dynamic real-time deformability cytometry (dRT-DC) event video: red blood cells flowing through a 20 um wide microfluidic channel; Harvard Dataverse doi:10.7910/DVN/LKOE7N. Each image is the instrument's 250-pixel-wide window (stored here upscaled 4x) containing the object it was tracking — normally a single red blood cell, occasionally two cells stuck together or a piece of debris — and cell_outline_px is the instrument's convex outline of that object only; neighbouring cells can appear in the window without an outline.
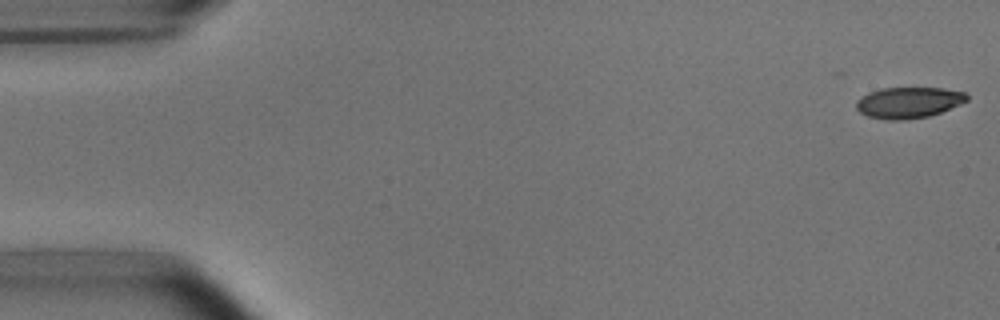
{"species": "common noctule bat (a hibernating species)", "species_latin": "Nyctalus noctula", "temperature_condition": "room temperature", "stored_images_in_passage": 14, "camera_frame_rate_fps": 3000, "um_per_image_px": 0.085, "animal": {"sex": "male", "body_mass_g": 15.6}, "frame": {"image": 1, "passage_image": 1, "time_ms": 0.0, "image_size_px": [1000, 320], "cell_outline_px": [[968, 100], [960, 104], [940, 112], [928, 116], [904, 120], [888, 120], [868, 116], [860, 112], [856, 108], [856, 100], [860, 96], [868, 92], [880, 88], [944, 88], [964, 92], [968, 96]], "centroid_in_image_um": [77.2, 8.71], "position_along_channel_um": 7.8, "area_um2": 20.06}}
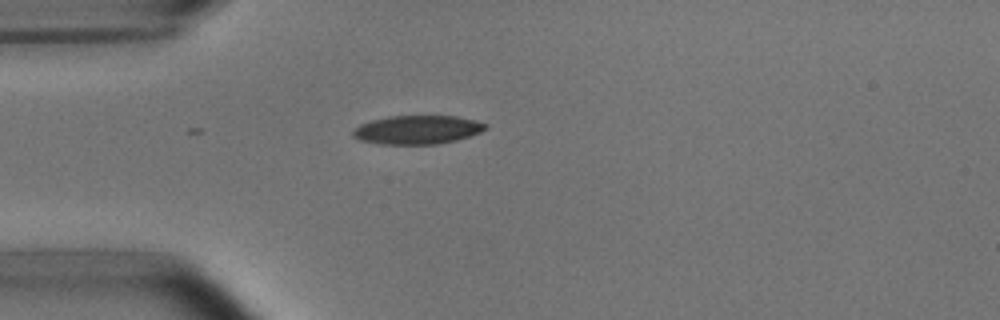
{"frame": {"image": 2, "passage_image": 14, "time_ms": 4.333, "image_size_px": [1000, 320], "cell_outline_px": [[488, 128], [480, 132], [456, 140], [436, 144], [380, 144], [360, 140], [352, 136], [352, 132], [360, 124], [372, 120], [388, 116], [456, 116], [476, 120], [488, 124]], "centroid_in_image_um": [35.49, 11.02], "position_along_channel_um": 49.5, "area_um2": 22.14}}